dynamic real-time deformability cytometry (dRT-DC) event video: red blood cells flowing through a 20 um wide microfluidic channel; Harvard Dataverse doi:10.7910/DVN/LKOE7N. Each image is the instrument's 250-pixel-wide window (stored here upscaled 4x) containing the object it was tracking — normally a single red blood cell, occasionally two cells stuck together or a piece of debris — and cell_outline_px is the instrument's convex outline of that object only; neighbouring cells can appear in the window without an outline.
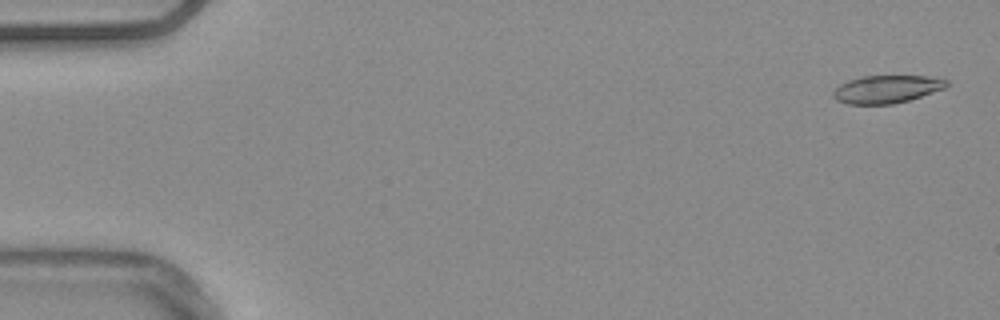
{"species": "common noctule bat (a hibernating species)", "species_latin": "Nyctalus noctula", "temperature_condition": "warm", "stored_images_in_passage": 54, "camera_frame_rate_fps": 3000, "um_per_image_px": 0.085, "animal": {"sex": "male", "body_mass_g": 20.4}, "frame": {"image": 1, "passage_image": 2, "time_ms": 0.333, "image_size_px": [1000, 320], "cell_outline_px": [[948, 84], [944, 88], [908, 100], [892, 104], [848, 104], [836, 100], [832, 96], [832, 92], [840, 84], [848, 80], [860, 76], [928, 76], [948, 80]], "centroid_in_image_um": [75.32, 7.57], "position_along_channel_um": 9.7, "area_um2": 18.26}}
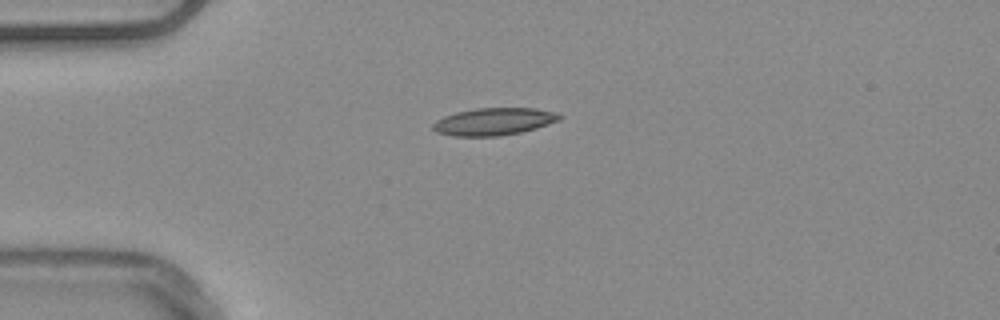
{"frame": {"image": 2, "passage_image": 14, "time_ms": 4.333, "image_size_px": [1000, 320], "cell_outline_px": [[560, 120], [536, 128], [520, 132], [500, 136], [456, 136], [436, 132], [432, 128], [432, 124], [436, 120], [444, 116], [456, 112], [476, 108], [536, 108], [556, 112], [560, 116]], "centroid_in_image_um": [41.96, 10.33], "position_along_channel_um": 43.0, "area_um2": 20.11}}
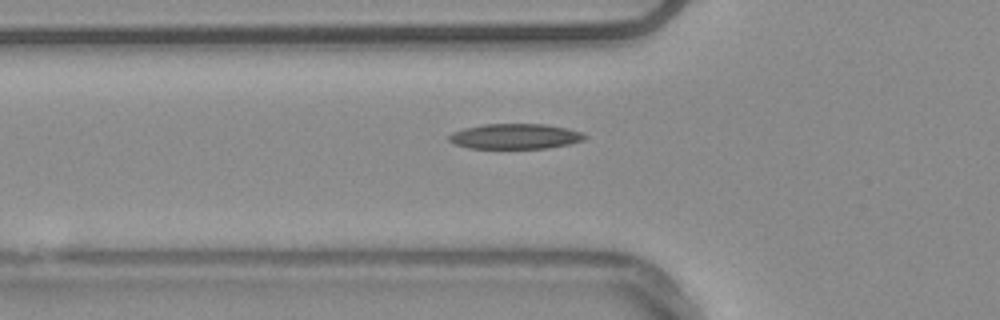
{"frame": {"image": 3, "passage_image": 19, "time_ms": 6.0, "image_size_px": [1000, 320], "cell_outline_px": [[588, 136], [584, 140], [572, 144], [548, 148], [468, 148], [456, 144], [448, 140], [448, 136], [452, 132], [464, 128], [484, 124], [544, 124], [568, 128], [584, 132]], "centroid_in_image_um": [43.84, 11.59], "position_along_channel_um": 82.0, "area_um2": 20.17}, "authors_computed_cell_mechanics": {"area_um2": 19.1607, "velocity_mm_per_s": 3.7833, "shape_relaxation_time_tau1_ms": 7.3292, "shape_relaxation_time_tau2_ms": 4.3869, "deformation_change_tau1": 0.1895, "deformation_change_tau2": 0.1342}}